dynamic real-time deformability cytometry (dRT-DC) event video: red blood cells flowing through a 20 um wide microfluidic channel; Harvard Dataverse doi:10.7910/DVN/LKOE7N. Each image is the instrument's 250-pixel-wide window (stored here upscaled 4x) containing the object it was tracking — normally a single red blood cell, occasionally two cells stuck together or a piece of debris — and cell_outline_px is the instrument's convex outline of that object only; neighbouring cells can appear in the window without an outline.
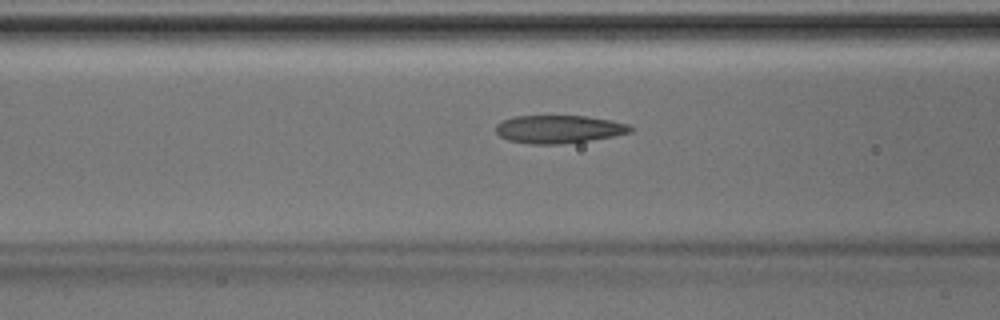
{"species": "Egyptian fruit bat (a non-hibernating species)", "species_latin": "Rousettus aegyptiacus", "temperature_condition": "room temperature", "stored_images_in_passage": 36, "camera_frame_rate_fps": 3000, "um_per_image_px": 0.085, "animal": {"sex": "male"}, "frame": {"image": 1, "passage_image": 13, "time_ms": 4.0, "image_size_px": [1000, 320], "cell_outline_px": [[632, 132], [612, 136], [588, 140], [560, 144], [528, 144], [508, 140], [500, 136], [496, 132], [496, 124], [512, 116], [584, 116], [612, 120], [628, 124], [632, 128]], "centroid_in_image_um": [47.47, 10.98], "position_along_channel_um": 119.1, "area_um2": 21.85}}
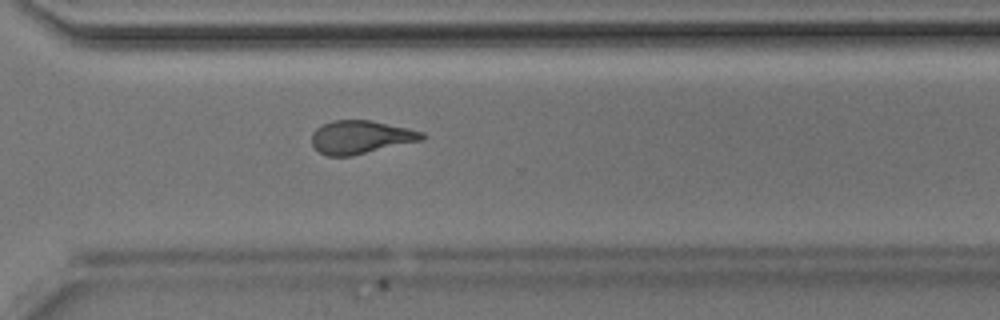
{"frame": {"image": 2, "passage_image": 28, "time_ms": 9.0, "image_size_px": [1000, 320], "cell_outline_px": [[428, 136], [424, 140], [352, 156], [328, 156], [320, 152], [312, 144], [312, 132], [316, 128], [332, 120], [372, 120], [408, 128], [424, 132]], "centroid_in_image_um": [30.71, 11.65], "position_along_channel_um": 339.9, "area_um2": 21.56}}
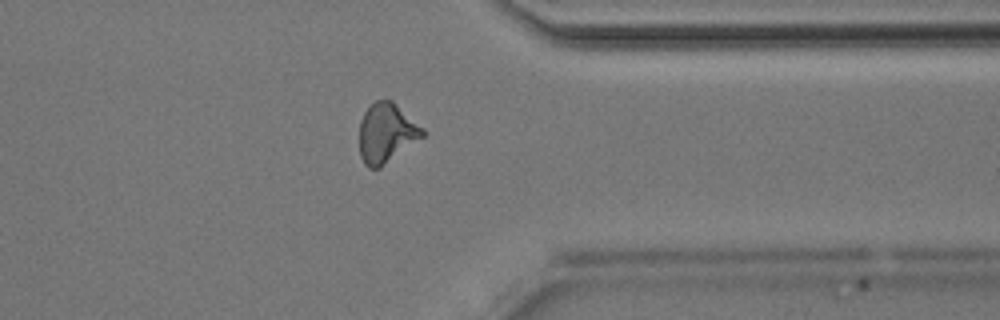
{"frame": {"image": 3, "passage_image": 31, "time_ms": 10.0, "image_size_px": [1000, 320], "cell_outline_px": [[428, 132], [424, 136], [380, 168], [368, 168], [364, 164], [360, 156], [360, 120], [364, 112], [376, 100], [392, 100], [424, 128]], "centroid_in_image_um": [32.86, 11.31], "position_along_channel_um": 378.5, "area_um2": 21.96}}